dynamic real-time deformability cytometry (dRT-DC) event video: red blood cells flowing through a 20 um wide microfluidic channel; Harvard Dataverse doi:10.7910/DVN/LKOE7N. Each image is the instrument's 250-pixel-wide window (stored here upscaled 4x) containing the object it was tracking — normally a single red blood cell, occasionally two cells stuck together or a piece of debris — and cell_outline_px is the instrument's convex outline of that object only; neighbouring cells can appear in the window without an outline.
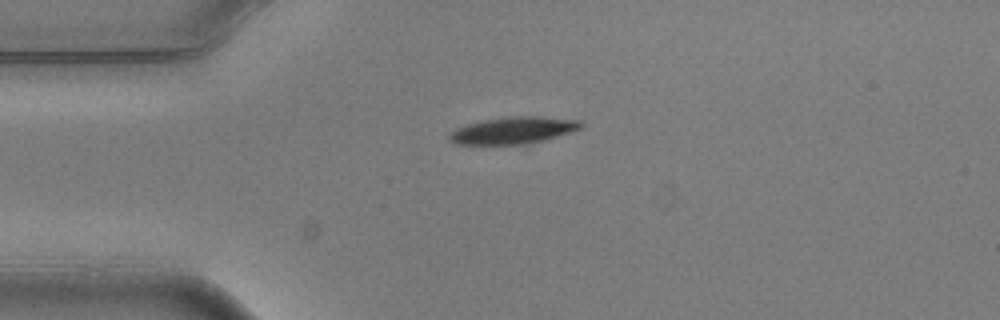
{"species": "common noctule bat (a hibernating species)", "species_latin": "Nyctalus noctula", "temperature_condition": "warm", "stored_images_in_passage": 6, "camera_frame_rate_fps": 3000, "um_per_image_px": 0.085, "animal": {"sex": "male", "body_mass_g": 20.5, "forearm_length_mm": 52.5}, "frame": {"image": 1, "passage_image": 1, "time_ms": 0.0, "image_size_px": [1000, 320], "cell_outline_px": [[584, 124], [580, 128], [544, 140], [528, 144], [456, 144], [448, 140], [448, 136], [456, 128], [468, 124], [484, 120], [508, 116], [540, 116], [580, 120]], "centroid_in_image_um": [43.62, 11.07], "position_along_channel_um": 41.4, "area_um2": 20.46}}
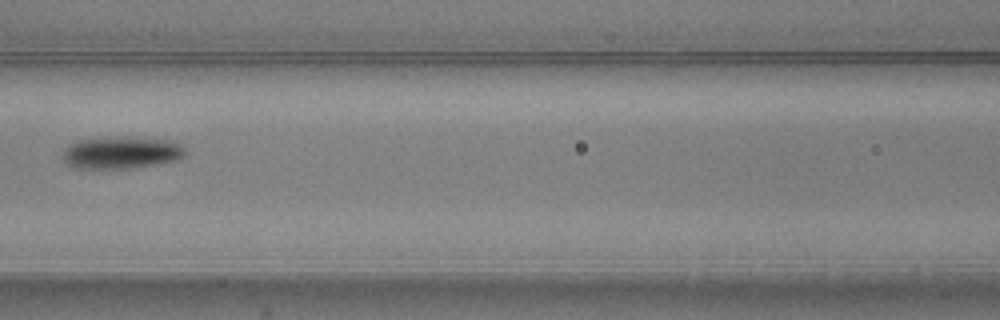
{"frame": {"image": 2, "passage_image": 4, "time_ms": 1.0, "image_size_px": [1000, 320], "cell_outline_px": [[184, 156], [176, 160], [156, 164], [132, 168], [72, 168], [64, 160], [64, 148], [68, 144], [80, 140], [96, 136], [132, 136], [172, 140], [180, 144], [184, 148]], "centroid_in_image_um": [10.29, 12.93], "position_along_channel_um": 156.3, "area_um2": 23.47}}
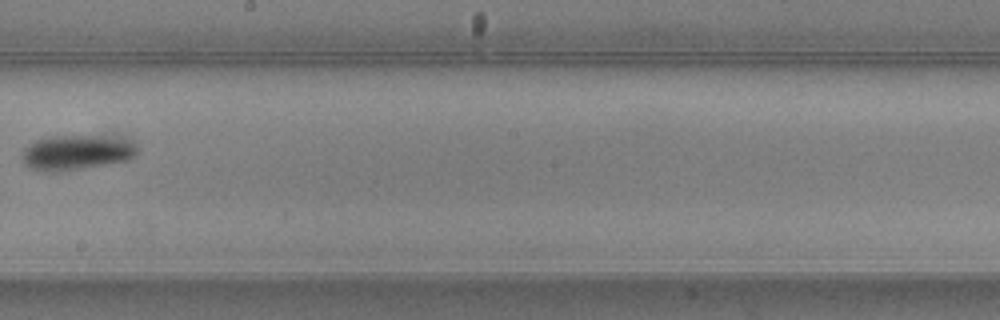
{"frame": {"image": 3, "passage_image": 6, "time_ms": 1.667, "image_size_px": [1000, 320], "cell_outline_px": [[136, 152], [132, 156], [124, 160], [84, 168], [60, 172], [44, 172], [32, 168], [24, 164], [20, 160], [20, 156], [24, 148], [36, 140], [52, 136], [96, 136], [128, 140], [136, 148]], "centroid_in_image_um": [6.37, 12.98], "position_along_channel_um": 241.8, "area_um2": 23.06}}